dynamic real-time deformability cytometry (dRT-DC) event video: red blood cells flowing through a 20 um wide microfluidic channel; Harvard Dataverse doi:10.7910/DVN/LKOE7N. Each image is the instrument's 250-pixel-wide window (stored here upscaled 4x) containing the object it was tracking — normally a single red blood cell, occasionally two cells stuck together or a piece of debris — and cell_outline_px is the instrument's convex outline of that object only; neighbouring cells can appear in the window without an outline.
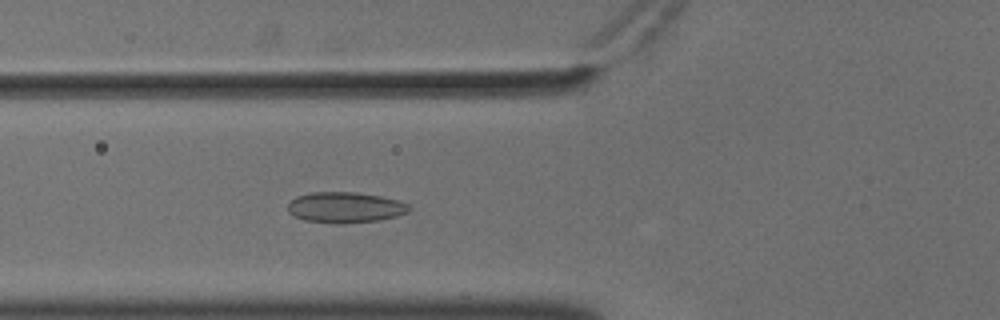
{"species": "common noctule bat (a hibernating species)", "species_latin": "Nyctalus noctula", "temperature_condition": "cold", "stored_images_in_passage": 54, "camera_frame_rate_fps": 3000, "um_per_image_px": 0.085, "animal": {"sex": "male", "body_mass_g": 18.8}, "frame": {"image": 1, "passage_image": 22, "time_ms": 7.0, "image_size_px": [1000, 320], "cell_outline_px": [[412, 208], [408, 212], [396, 216], [380, 220], [340, 224], [304, 220], [288, 212], [288, 204], [296, 196], [312, 192], [356, 192], [380, 196], [400, 200], [408, 204]], "centroid_in_image_um": [29.37, 17.63], "position_along_channel_um": 96.4, "area_um2": 21.79}}
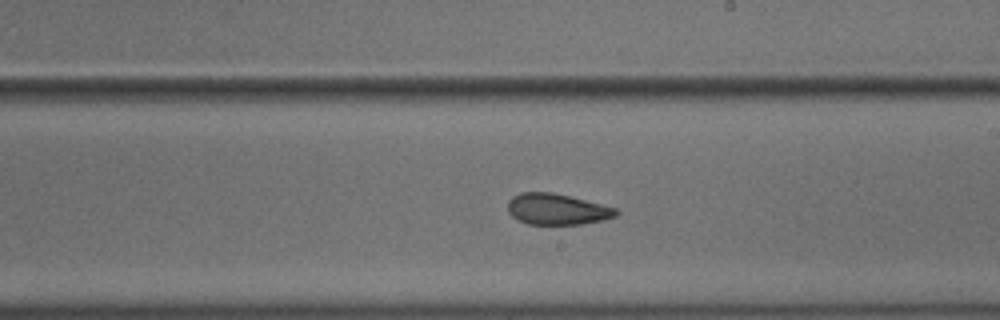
{"frame": {"image": 2, "passage_image": 34, "time_ms": 11.0, "image_size_px": [1000, 320], "cell_outline_px": [[620, 212], [616, 216], [604, 220], [580, 224], [528, 224], [516, 220], [508, 212], [508, 200], [512, 196], [520, 192], [552, 192], [616, 208]], "centroid_in_image_um": [47.31, 17.78], "position_along_channel_um": 241.7, "area_um2": 19.59}}
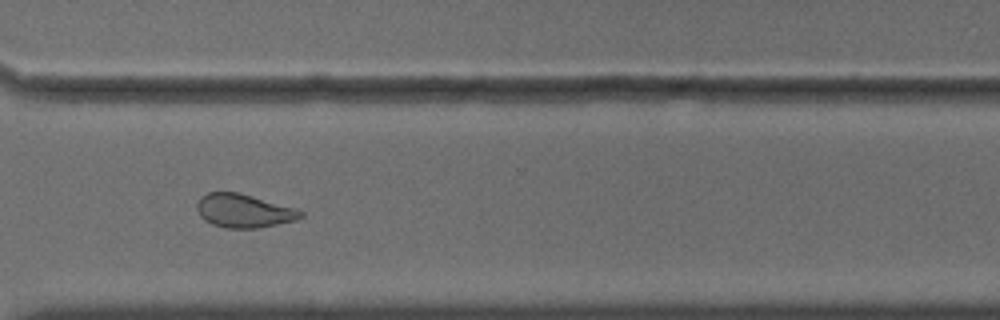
{"frame": {"image": 3, "passage_image": 43, "time_ms": 14.0, "image_size_px": [1000, 320], "cell_outline_px": [[304, 216], [296, 220], [256, 228], [228, 228], [212, 224], [204, 220], [200, 216], [196, 208], [196, 204], [200, 196], [208, 192], [240, 192], [296, 208], [304, 212]], "centroid_in_image_um": [20.71, 17.9], "position_along_channel_um": 349.9, "area_um2": 20.4}}